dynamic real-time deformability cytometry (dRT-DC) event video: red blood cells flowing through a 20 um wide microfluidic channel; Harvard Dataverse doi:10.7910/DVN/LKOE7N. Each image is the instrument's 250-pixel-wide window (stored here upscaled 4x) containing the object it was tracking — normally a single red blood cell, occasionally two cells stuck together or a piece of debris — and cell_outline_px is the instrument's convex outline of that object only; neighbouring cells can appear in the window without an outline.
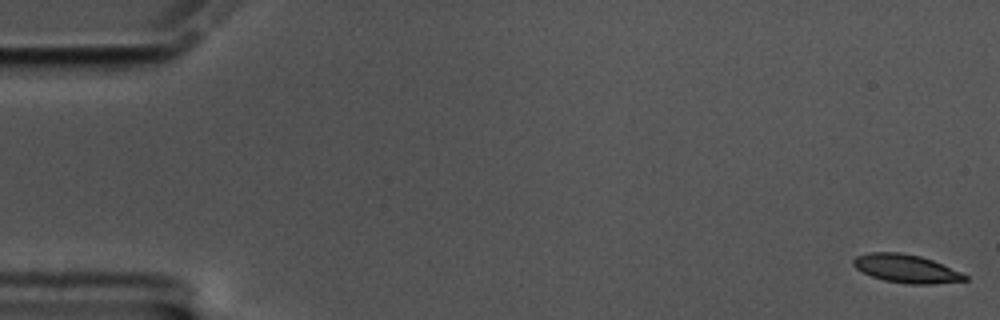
{"species": "common noctule bat (a hibernating species)", "species_latin": "Nyctalus noctula", "temperature_condition": "cold", "stored_images_in_passage": 60, "camera_frame_rate_fps": 3000, "um_per_image_px": 0.085, "animal": {"sex": "male", "body_mass_g": 17.5, "forearm_length_mm": 52.3}, "frame": {"image": 1, "passage_image": 1, "time_ms": 0.0, "image_size_px": [1000, 320], "cell_outline_px": [[968, 280], [932, 284], [908, 284], [884, 280], [872, 276], [856, 268], [852, 264], [852, 260], [856, 256], [868, 252], [900, 252], [920, 256], [932, 260], [960, 272], [968, 276]], "centroid_in_image_um": [77.0, 22.83], "position_along_channel_um": 8.0, "area_um2": 18.26}}
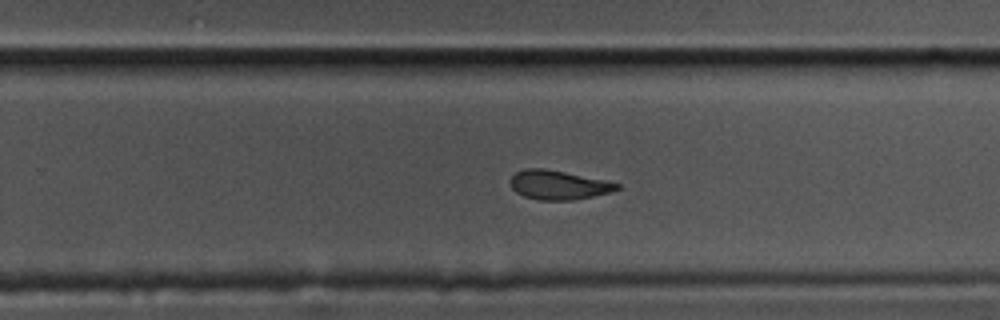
{"frame": {"image": 2, "passage_image": 38, "time_ms": 12.333, "image_size_px": [1000, 320], "cell_outline_px": [[620, 188], [612, 192], [576, 200], [536, 200], [524, 196], [516, 192], [512, 188], [508, 180], [516, 172], [524, 168], [544, 168], [604, 180], [620, 184]], "centroid_in_image_um": [47.44, 15.73], "position_along_channel_um": 282.4, "area_um2": 18.21}}
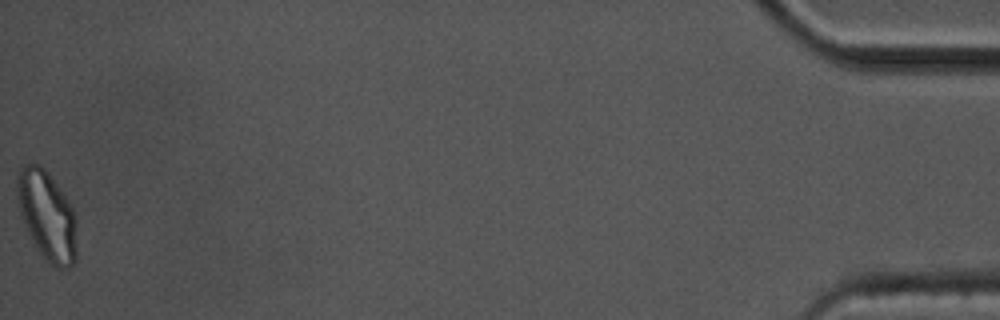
{"frame": {"image": 3, "passage_image": 60, "time_ms": 19.667, "image_size_px": [1000, 320], "cell_outline_px": [[76, 260], [68, 268], [60, 268], [44, 260], [36, 248], [20, 216], [16, 196], [16, 176], [20, 168], [24, 164], [40, 164], [48, 172], [64, 192], [72, 208], [76, 220]], "centroid_in_image_um": [3.98, 18.3], "position_along_channel_um": 431.2, "area_um2": 31.5}, "authors_computed_cell_mechanics": {"area_um2": 19.3341, "velocity_mm_per_s": 3.3758, "shape_relaxation_time_tau1_ms": 8.2196, "shape_relaxation_time_tau2_ms": 4.3218, "deformation_change_tau1": 0.2249, "deformation_change_tau2": 0.1054}}